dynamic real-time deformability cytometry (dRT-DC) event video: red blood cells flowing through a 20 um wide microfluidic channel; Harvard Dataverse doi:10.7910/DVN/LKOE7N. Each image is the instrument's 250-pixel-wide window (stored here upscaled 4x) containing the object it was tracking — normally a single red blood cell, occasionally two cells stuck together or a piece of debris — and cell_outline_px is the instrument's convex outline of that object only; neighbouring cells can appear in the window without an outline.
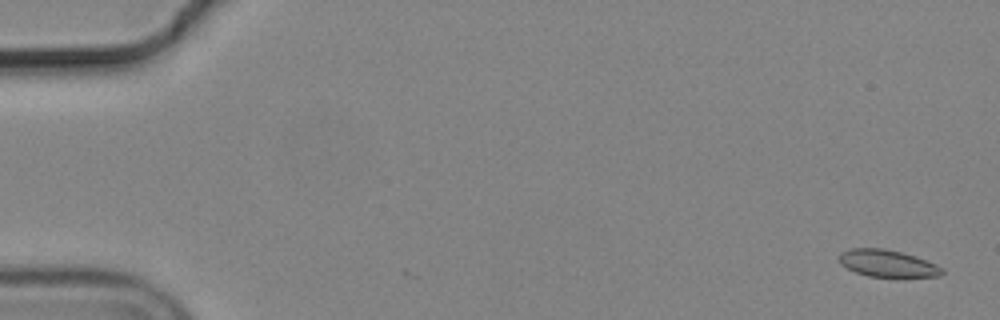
{"species": "common noctule bat (a hibernating species)", "species_latin": "Nyctalus noctula", "temperature_condition": "cold", "stored_images_in_passage": 55, "camera_frame_rate_fps": 3000, "um_per_image_px": 0.085, "animal": {"sex": "male", "body_mass_g": 19.2, "forearm_length_mm": 51.8}, "frame": {"image": 1, "passage_image": 1, "time_ms": 0.0, "image_size_px": [1000, 320], "cell_outline_px": [[944, 272], [940, 276], [868, 276], [856, 272], [840, 264], [840, 252], [848, 248], [884, 248], [900, 252], [936, 264], [944, 268]], "centroid_in_image_um": [75.41, 22.37], "position_along_channel_um": 9.6, "area_um2": 15.9}}
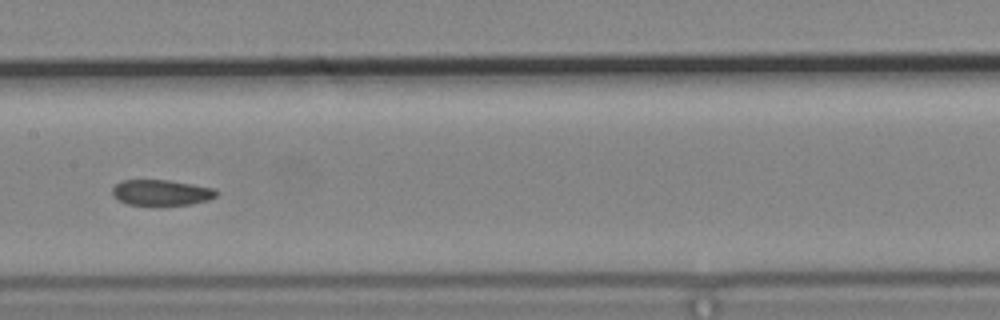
{"frame": {"image": 2, "passage_image": 28, "time_ms": 9.0, "image_size_px": [1000, 320], "cell_outline_px": [[220, 192], [216, 196], [208, 200], [192, 204], [128, 204], [120, 200], [112, 192], [112, 188], [120, 180], [168, 180], [192, 184], [212, 188]], "centroid_in_image_um": [13.74, 16.35], "position_along_channel_um": 193.7, "area_um2": 15.26}}
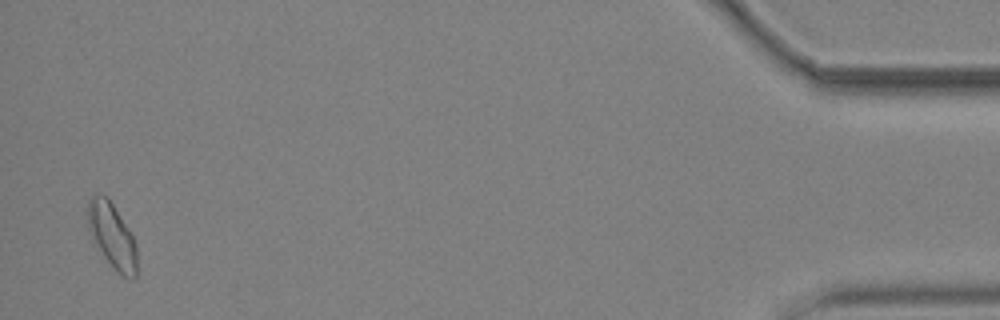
{"frame": {"image": 3, "passage_image": 54, "time_ms": 17.667, "image_size_px": [1000, 320], "cell_outline_px": [[136, 276], [132, 280], [124, 276], [112, 268], [88, 232], [88, 200], [92, 196], [108, 196], [132, 232], [136, 244]], "centroid_in_image_um": [9.54, 20.03], "position_along_channel_um": 425.7, "area_um2": 18.67}, "authors_computed_cell_mechanics": {"area_um2": 16.5308, "velocity_mm_per_s": 3.6808, "shape_relaxation_time_tau1_ms": null, "shape_relaxation_time_tau2_ms": 3.0863, "deformation_change_tau1": null, "deformation_change_tau2": 0.071}}